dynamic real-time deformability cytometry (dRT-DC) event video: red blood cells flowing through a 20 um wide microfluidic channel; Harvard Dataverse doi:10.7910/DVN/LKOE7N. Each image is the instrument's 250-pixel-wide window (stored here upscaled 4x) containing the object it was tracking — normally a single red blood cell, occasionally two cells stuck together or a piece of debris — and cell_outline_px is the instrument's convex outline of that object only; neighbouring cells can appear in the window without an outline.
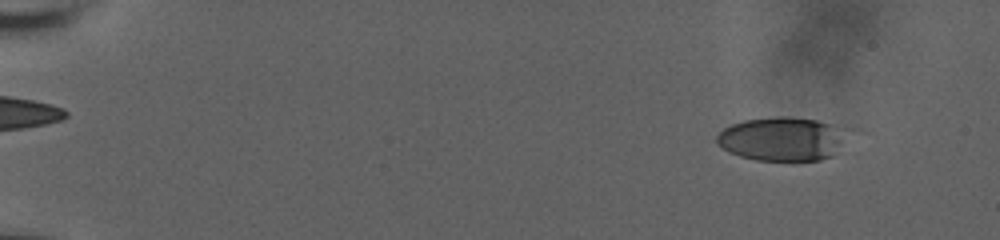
{"species": "human", "species_latin": "Homo sapiens", "temperature_condition": "room temperature", "stored_images_in_passage": 38, "camera_frame_rate_fps": 3000, "um_per_image_px": 0.085, "donor": {"sex": "male"}, "frame": {"image": 1, "passage_image": 3, "time_ms": 0.667, "image_size_px": [1000, 240], "cell_outline_px": [[868, 132], [832, 156], [820, 160], [756, 160], [740, 156], [728, 152], [716, 140], [716, 136], [724, 128], [732, 124], [744, 120], [776, 116], [788, 116], [816, 120], [860, 128]], "centroid_in_image_um": [66.89, 11.78], "position_along_channel_um": 18.1, "area_um2": 35.78}}
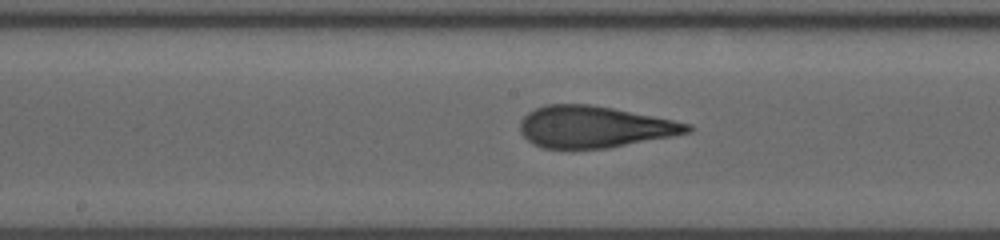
{"frame": {"image": 2, "passage_image": 19, "time_ms": 6.0, "image_size_px": [1000, 240], "cell_outline_px": [[696, 128], [692, 132], [672, 136], [608, 148], [540, 148], [532, 144], [520, 132], [520, 120], [528, 112], [544, 104], [588, 104], [612, 108], [692, 124]], "centroid_in_image_um": [50.51, 10.78], "position_along_channel_um": 197.7, "area_um2": 40.58}}
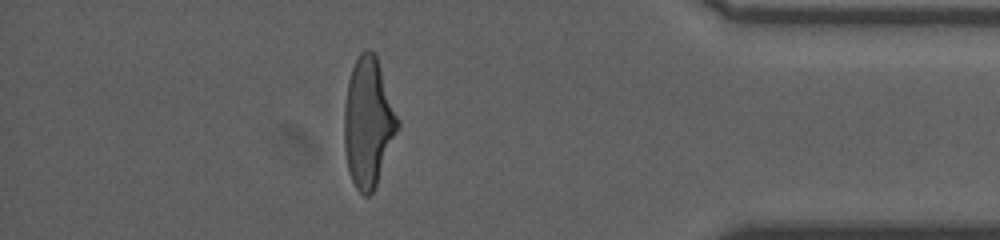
{"frame": {"image": 3, "passage_image": 33, "time_ms": 10.667, "image_size_px": [1000, 240], "cell_outline_px": [[400, 124], [376, 184], [372, 192], [368, 196], [364, 196], [356, 188], [352, 180], [348, 168], [344, 148], [344, 104], [348, 80], [352, 68], [360, 52], [364, 48], [368, 48], [376, 52], [400, 120]], "centroid_in_image_um": [31.3, 10.33], "position_along_channel_um": 403.9, "area_um2": 40.52}}